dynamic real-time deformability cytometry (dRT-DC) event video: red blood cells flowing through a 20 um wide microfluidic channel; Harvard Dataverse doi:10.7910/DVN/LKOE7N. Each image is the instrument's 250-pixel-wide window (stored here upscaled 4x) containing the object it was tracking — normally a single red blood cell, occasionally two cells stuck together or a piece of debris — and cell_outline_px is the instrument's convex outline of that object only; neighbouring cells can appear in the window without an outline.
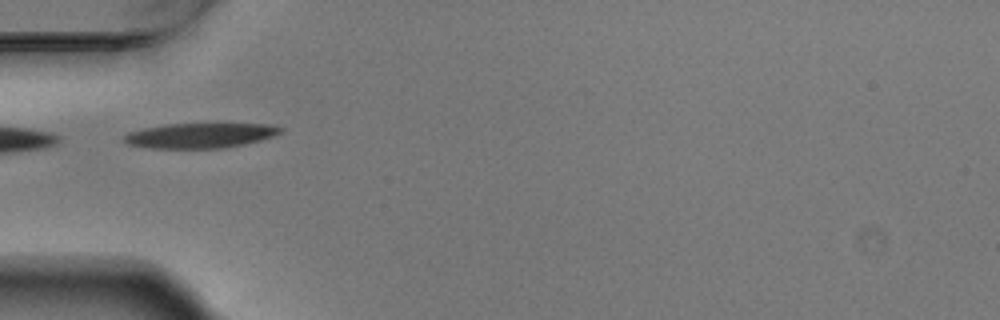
{"species": "Egyptian fruit bat (a non-hibernating species)", "species_latin": "Rousettus aegyptiacus", "temperature_condition": "warm", "stored_images_in_passage": 19, "camera_frame_rate_fps": 3000, "um_per_image_px": 0.085, "animal": {"sex": "male"}, "frame": {"image": 1, "passage_image": 1, "time_ms": 0.0, "image_size_px": [1000, 320], "cell_outline_px": [[284, 128], [280, 132], [272, 136], [260, 140], [244, 144], [224, 148], [144, 148], [128, 144], [120, 140], [128, 132], [144, 128], [164, 124], [268, 124]], "centroid_in_image_um": [16.94, 11.52], "position_along_channel_um": 68.1, "area_um2": 22.77}}
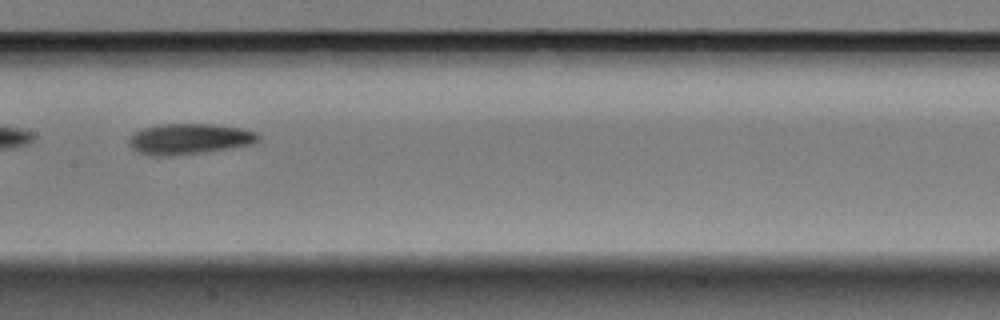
{"frame": {"image": 2, "passage_image": 11, "time_ms": 3.333, "image_size_px": [1000, 320], "cell_outline_px": [[260, 140], [252, 144], [200, 152], [172, 156], [148, 156], [132, 148], [128, 144], [128, 140], [140, 128], [156, 124], [212, 124], [240, 128], [256, 132], [260, 136]], "centroid_in_image_um": [16.05, 11.8], "position_along_channel_um": 191.4, "area_um2": 23.06}}
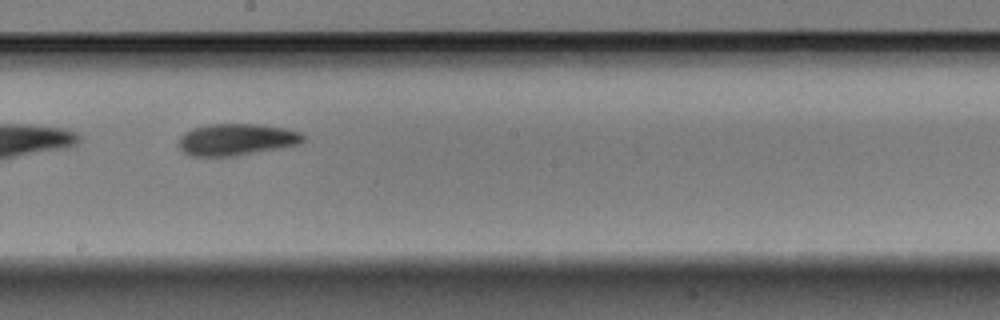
{"frame": {"image": 3, "passage_image": 14, "time_ms": 4.333, "image_size_px": [1000, 320], "cell_outline_px": [[304, 140], [296, 144], [236, 156], [192, 156], [184, 152], [176, 144], [180, 136], [184, 132], [192, 128], [208, 124], [256, 124], [284, 128], [300, 132], [304, 136]], "centroid_in_image_um": [20.02, 11.85], "position_along_channel_um": 228.2, "area_um2": 22.89}}